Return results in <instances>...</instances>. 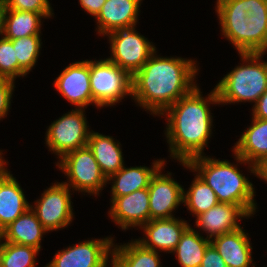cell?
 <instances>
[{"label":"cell","instance_id":"cell-1","mask_svg":"<svg viewBox=\"0 0 267 267\" xmlns=\"http://www.w3.org/2000/svg\"><path fill=\"white\" fill-rule=\"evenodd\" d=\"M156 52L132 77V99L153 116L190 93L199 70L193 59L159 57Z\"/></svg>","mask_w":267,"mask_h":267},{"label":"cell","instance_id":"cell-2","mask_svg":"<svg viewBox=\"0 0 267 267\" xmlns=\"http://www.w3.org/2000/svg\"><path fill=\"white\" fill-rule=\"evenodd\" d=\"M201 93L197 85L161 114L167 116L165 135L170 157L180 163H187L194 157L204 155V148L212 137L210 104H220L218 94L215 88L206 98Z\"/></svg>","mask_w":267,"mask_h":267},{"label":"cell","instance_id":"cell-3","mask_svg":"<svg viewBox=\"0 0 267 267\" xmlns=\"http://www.w3.org/2000/svg\"><path fill=\"white\" fill-rule=\"evenodd\" d=\"M181 164L196 172L213 189L218 202L240 205L250 216L255 214L253 183L238 170L237 164L205 155Z\"/></svg>","mask_w":267,"mask_h":267},{"label":"cell","instance_id":"cell-4","mask_svg":"<svg viewBox=\"0 0 267 267\" xmlns=\"http://www.w3.org/2000/svg\"><path fill=\"white\" fill-rule=\"evenodd\" d=\"M240 66L227 73L215 86L220 104L251 102L254 104L267 90V61L264 53H239Z\"/></svg>","mask_w":267,"mask_h":267},{"label":"cell","instance_id":"cell-5","mask_svg":"<svg viewBox=\"0 0 267 267\" xmlns=\"http://www.w3.org/2000/svg\"><path fill=\"white\" fill-rule=\"evenodd\" d=\"M90 87L98 108L113 106L132 97V77L110 60H89Z\"/></svg>","mask_w":267,"mask_h":267},{"label":"cell","instance_id":"cell-6","mask_svg":"<svg viewBox=\"0 0 267 267\" xmlns=\"http://www.w3.org/2000/svg\"><path fill=\"white\" fill-rule=\"evenodd\" d=\"M59 160L56 166L68 177L63 183L70 189L96 196L106 187L107 178L88 146L70 151Z\"/></svg>","mask_w":267,"mask_h":267},{"label":"cell","instance_id":"cell-7","mask_svg":"<svg viewBox=\"0 0 267 267\" xmlns=\"http://www.w3.org/2000/svg\"><path fill=\"white\" fill-rule=\"evenodd\" d=\"M136 31L134 26L106 34L111 51V57L107 59L126 71L131 77L156 51L154 44Z\"/></svg>","mask_w":267,"mask_h":267},{"label":"cell","instance_id":"cell-8","mask_svg":"<svg viewBox=\"0 0 267 267\" xmlns=\"http://www.w3.org/2000/svg\"><path fill=\"white\" fill-rule=\"evenodd\" d=\"M84 112L85 109H72L53 121L47 129L46 145L57 158L61 159L66 153L87 146L91 131Z\"/></svg>","mask_w":267,"mask_h":267},{"label":"cell","instance_id":"cell-9","mask_svg":"<svg viewBox=\"0 0 267 267\" xmlns=\"http://www.w3.org/2000/svg\"><path fill=\"white\" fill-rule=\"evenodd\" d=\"M71 190L63 182H55L31 205L42 226L49 231L65 228L73 220Z\"/></svg>","mask_w":267,"mask_h":267},{"label":"cell","instance_id":"cell-10","mask_svg":"<svg viewBox=\"0 0 267 267\" xmlns=\"http://www.w3.org/2000/svg\"><path fill=\"white\" fill-rule=\"evenodd\" d=\"M113 240L110 236L79 242L58 251L45 267H107L113 258Z\"/></svg>","mask_w":267,"mask_h":267},{"label":"cell","instance_id":"cell-11","mask_svg":"<svg viewBox=\"0 0 267 267\" xmlns=\"http://www.w3.org/2000/svg\"><path fill=\"white\" fill-rule=\"evenodd\" d=\"M53 85L76 109L95 105L90 87L89 60L77 61L65 67Z\"/></svg>","mask_w":267,"mask_h":267},{"label":"cell","instance_id":"cell-12","mask_svg":"<svg viewBox=\"0 0 267 267\" xmlns=\"http://www.w3.org/2000/svg\"><path fill=\"white\" fill-rule=\"evenodd\" d=\"M163 168L155 173L148 186L150 220L173 218L172 212L183 203L185 189L171 178L170 172L162 174Z\"/></svg>","mask_w":267,"mask_h":267},{"label":"cell","instance_id":"cell-13","mask_svg":"<svg viewBox=\"0 0 267 267\" xmlns=\"http://www.w3.org/2000/svg\"><path fill=\"white\" fill-rule=\"evenodd\" d=\"M109 217L122 230L141 228L150 221L148 188L136 190L128 195L111 197Z\"/></svg>","mask_w":267,"mask_h":267},{"label":"cell","instance_id":"cell-14","mask_svg":"<svg viewBox=\"0 0 267 267\" xmlns=\"http://www.w3.org/2000/svg\"><path fill=\"white\" fill-rule=\"evenodd\" d=\"M216 13L222 35L238 53H247V17L245 0H217Z\"/></svg>","mask_w":267,"mask_h":267},{"label":"cell","instance_id":"cell-15","mask_svg":"<svg viewBox=\"0 0 267 267\" xmlns=\"http://www.w3.org/2000/svg\"><path fill=\"white\" fill-rule=\"evenodd\" d=\"M252 125L245 130L233 147L236 162L248 164L256 174V165L267 158V119L252 117Z\"/></svg>","mask_w":267,"mask_h":267},{"label":"cell","instance_id":"cell-16","mask_svg":"<svg viewBox=\"0 0 267 267\" xmlns=\"http://www.w3.org/2000/svg\"><path fill=\"white\" fill-rule=\"evenodd\" d=\"M189 226L187 221L175 217L150 220L141 227L146 238L136 240L145 248L156 252L172 253Z\"/></svg>","mask_w":267,"mask_h":267},{"label":"cell","instance_id":"cell-17","mask_svg":"<svg viewBox=\"0 0 267 267\" xmlns=\"http://www.w3.org/2000/svg\"><path fill=\"white\" fill-rule=\"evenodd\" d=\"M245 217L251 216L240 205L219 202L208 211L196 216L195 223L196 227L205 231L206 237L211 240L212 237L240 229L238 221Z\"/></svg>","mask_w":267,"mask_h":267},{"label":"cell","instance_id":"cell-18","mask_svg":"<svg viewBox=\"0 0 267 267\" xmlns=\"http://www.w3.org/2000/svg\"><path fill=\"white\" fill-rule=\"evenodd\" d=\"M142 0H106L98 16L97 32L106 34L124 28L134 27L138 22Z\"/></svg>","mask_w":267,"mask_h":267},{"label":"cell","instance_id":"cell-19","mask_svg":"<svg viewBox=\"0 0 267 267\" xmlns=\"http://www.w3.org/2000/svg\"><path fill=\"white\" fill-rule=\"evenodd\" d=\"M5 166L0 170L1 232L31 207L20 184Z\"/></svg>","mask_w":267,"mask_h":267},{"label":"cell","instance_id":"cell-20","mask_svg":"<svg viewBox=\"0 0 267 267\" xmlns=\"http://www.w3.org/2000/svg\"><path fill=\"white\" fill-rule=\"evenodd\" d=\"M243 228L213 237L210 241L227 267H255L248 233ZM252 264V265H251Z\"/></svg>","mask_w":267,"mask_h":267},{"label":"cell","instance_id":"cell-21","mask_svg":"<svg viewBox=\"0 0 267 267\" xmlns=\"http://www.w3.org/2000/svg\"><path fill=\"white\" fill-rule=\"evenodd\" d=\"M152 168L146 166H135L126 168L123 166L119 171L107 178V182L113 181L111 197L128 195L136 190L148 188L152 177L162 168L165 160H155Z\"/></svg>","mask_w":267,"mask_h":267},{"label":"cell","instance_id":"cell-22","mask_svg":"<svg viewBox=\"0 0 267 267\" xmlns=\"http://www.w3.org/2000/svg\"><path fill=\"white\" fill-rule=\"evenodd\" d=\"M48 231L38 220L36 213L29 208L2 231L4 242L31 246L40 251L43 235Z\"/></svg>","mask_w":267,"mask_h":267},{"label":"cell","instance_id":"cell-23","mask_svg":"<svg viewBox=\"0 0 267 267\" xmlns=\"http://www.w3.org/2000/svg\"><path fill=\"white\" fill-rule=\"evenodd\" d=\"M120 142L91 130L88 148L92 151L102 173L106 178L119 171L125 164Z\"/></svg>","mask_w":267,"mask_h":267},{"label":"cell","instance_id":"cell-24","mask_svg":"<svg viewBox=\"0 0 267 267\" xmlns=\"http://www.w3.org/2000/svg\"><path fill=\"white\" fill-rule=\"evenodd\" d=\"M247 53L267 52V0H245Z\"/></svg>","mask_w":267,"mask_h":267},{"label":"cell","instance_id":"cell-25","mask_svg":"<svg viewBox=\"0 0 267 267\" xmlns=\"http://www.w3.org/2000/svg\"><path fill=\"white\" fill-rule=\"evenodd\" d=\"M113 267H162L159 253L145 248L136 239L130 243L113 244Z\"/></svg>","mask_w":267,"mask_h":267},{"label":"cell","instance_id":"cell-26","mask_svg":"<svg viewBox=\"0 0 267 267\" xmlns=\"http://www.w3.org/2000/svg\"><path fill=\"white\" fill-rule=\"evenodd\" d=\"M53 14L7 9L4 37L14 40L27 36H40L42 18H50Z\"/></svg>","mask_w":267,"mask_h":267},{"label":"cell","instance_id":"cell-27","mask_svg":"<svg viewBox=\"0 0 267 267\" xmlns=\"http://www.w3.org/2000/svg\"><path fill=\"white\" fill-rule=\"evenodd\" d=\"M210 239L204 238L200 232L189 226L181 236L172 253L176 254L181 267H200Z\"/></svg>","mask_w":267,"mask_h":267},{"label":"cell","instance_id":"cell-28","mask_svg":"<svg viewBox=\"0 0 267 267\" xmlns=\"http://www.w3.org/2000/svg\"><path fill=\"white\" fill-rule=\"evenodd\" d=\"M183 203L195 217L219 202L213 189L196 173L189 190L183 191Z\"/></svg>","mask_w":267,"mask_h":267},{"label":"cell","instance_id":"cell-29","mask_svg":"<svg viewBox=\"0 0 267 267\" xmlns=\"http://www.w3.org/2000/svg\"><path fill=\"white\" fill-rule=\"evenodd\" d=\"M0 267H36L39 250L26 245L0 240Z\"/></svg>","mask_w":267,"mask_h":267},{"label":"cell","instance_id":"cell-30","mask_svg":"<svg viewBox=\"0 0 267 267\" xmlns=\"http://www.w3.org/2000/svg\"><path fill=\"white\" fill-rule=\"evenodd\" d=\"M41 36H27L11 40L18 60V77L26 76L35 66L42 45Z\"/></svg>","mask_w":267,"mask_h":267},{"label":"cell","instance_id":"cell-31","mask_svg":"<svg viewBox=\"0 0 267 267\" xmlns=\"http://www.w3.org/2000/svg\"><path fill=\"white\" fill-rule=\"evenodd\" d=\"M0 77L15 81L18 77V60L10 39L0 38Z\"/></svg>","mask_w":267,"mask_h":267},{"label":"cell","instance_id":"cell-32","mask_svg":"<svg viewBox=\"0 0 267 267\" xmlns=\"http://www.w3.org/2000/svg\"><path fill=\"white\" fill-rule=\"evenodd\" d=\"M7 9L32 11L36 13H53L48 0H3Z\"/></svg>","mask_w":267,"mask_h":267},{"label":"cell","instance_id":"cell-33","mask_svg":"<svg viewBox=\"0 0 267 267\" xmlns=\"http://www.w3.org/2000/svg\"><path fill=\"white\" fill-rule=\"evenodd\" d=\"M14 88L13 80L0 77V119L8 114Z\"/></svg>","mask_w":267,"mask_h":267},{"label":"cell","instance_id":"cell-34","mask_svg":"<svg viewBox=\"0 0 267 267\" xmlns=\"http://www.w3.org/2000/svg\"><path fill=\"white\" fill-rule=\"evenodd\" d=\"M200 267H227L217 249L210 243L205 250Z\"/></svg>","mask_w":267,"mask_h":267},{"label":"cell","instance_id":"cell-35","mask_svg":"<svg viewBox=\"0 0 267 267\" xmlns=\"http://www.w3.org/2000/svg\"><path fill=\"white\" fill-rule=\"evenodd\" d=\"M252 117L258 119H267V90L259 97L252 107Z\"/></svg>","mask_w":267,"mask_h":267},{"label":"cell","instance_id":"cell-36","mask_svg":"<svg viewBox=\"0 0 267 267\" xmlns=\"http://www.w3.org/2000/svg\"><path fill=\"white\" fill-rule=\"evenodd\" d=\"M106 0H79V3L83 10L95 18L100 13L102 6Z\"/></svg>","mask_w":267,"mask_h":267},{"label":"cell","instance_id":"cell-37","mask_svg":"<svg viewBox=\"0 0 267 267\" xmlns=\"http://www.w3.org/2000/svg\"><path fill=\"white\" fill-rule=\"evenodd\" d=\"M260 179H263L267 183V158L263 159L259 164L256 165V174Z\"/></svg>","mask_w":267,"mask_h":267},{"label":"cell","instance_id":"cell-38","mask_svg":"<svg viewBox=\"0 0 267 267\" xmlns=\"http://www.w3.org/2000/svg\"><path fill=\"white\" fill-rule=\"evenodd\" d=\"M7 13V7L5 6L3 0H0V36L4 35L5 31V17Z\"/></svg>","mask_w":267,"mask_h":267},{"label":"cell","instance_id":"cell-39","mask_svg":"<svg viewBox=\"0 0 267 267\" xmlns=\"http://www.w3.org/2000/svg\"><path fill=\"white\" fill-rule=\"evenodd\" d=\"M2 150H0V170L3 168V166L4 165H6V164H8L3 158L4 157H2V152H1Z\"/></svg>","mask_w":267,"mask_h":267},{"label":"cell","instance_id":"cell-40","mask_svg":"<svg viewBox=\"0 0 267 267\" xmlns=\"http://www.w3.org/2000/svg\"><path fill=\"white\" fill-rule=\"evenodd\" d=\"M1 238H2V232H1V230H0V240H1Z\"/></svg>","mask_w":267,"mask_h":267}]
</instances>
